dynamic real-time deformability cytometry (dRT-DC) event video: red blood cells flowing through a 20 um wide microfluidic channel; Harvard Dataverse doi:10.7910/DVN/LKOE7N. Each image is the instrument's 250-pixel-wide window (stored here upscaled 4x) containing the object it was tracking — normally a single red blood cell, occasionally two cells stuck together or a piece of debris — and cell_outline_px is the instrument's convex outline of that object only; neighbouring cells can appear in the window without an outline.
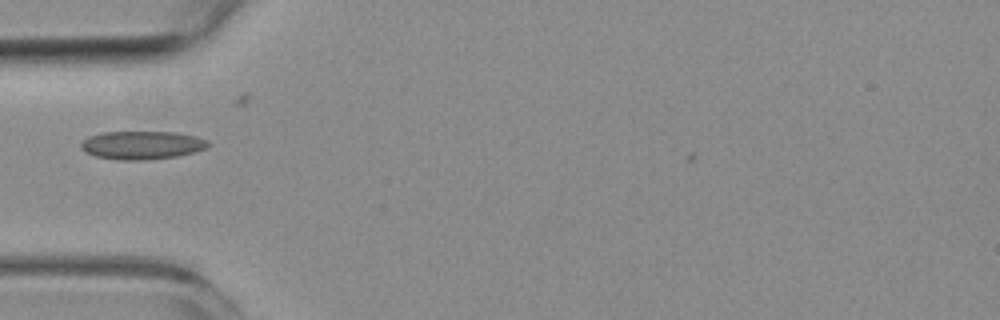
{"species": "common noctule bat (a hibernating species)", "species_latin": "Nyctalus noctula", "temperature_condition": "room temperature", "stored_images_in_passage": 4, "camera_frame_rate_fps": 3000, "um_per_image_px": 0.085, "animal": {"sex": "female", "body_mass_g": 19.3, "forearm_length_mm": 54.1}, "frame": {"image": 1, "passage_image": 2, "time_ms": 1.0, "image_size_px": [1000, 320], "cell_outline_px": [[212, 144], [208, 148], [196, 152], [176, 156], [144, 160], [120, 160], [96, 156], [80, 148], [80, 144], [88, 136], [104, 132], [176, 132], [196, 136], [208, 140]], "centroid_in_image_um": [12.13, 12.33], "position_along_channel_um": 72.9, "area_um2": 21.04}}
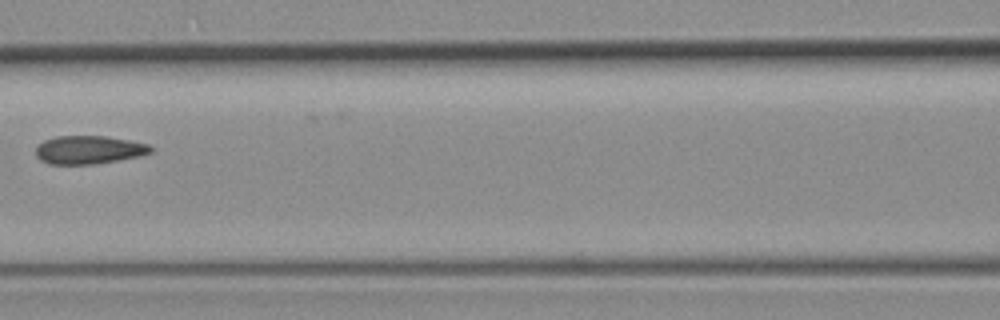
{"frame": {"image": 2, "passage_image": 4, "time_ms": 3.333, "image_size_px": [1000, 320], "cell_outline_px": [[152, 152], [140, 156], [92, 164], [48, 164], [40, 160], [36, 156], [36, 148], [44, 140], [56, 136], [104, 136], [128, 140], [148, 144], [152, 148]], "centroid_in_image_um": [7.53, 12.73], "position_along_channel_um": 159.1, "area_um2": 18.79}}